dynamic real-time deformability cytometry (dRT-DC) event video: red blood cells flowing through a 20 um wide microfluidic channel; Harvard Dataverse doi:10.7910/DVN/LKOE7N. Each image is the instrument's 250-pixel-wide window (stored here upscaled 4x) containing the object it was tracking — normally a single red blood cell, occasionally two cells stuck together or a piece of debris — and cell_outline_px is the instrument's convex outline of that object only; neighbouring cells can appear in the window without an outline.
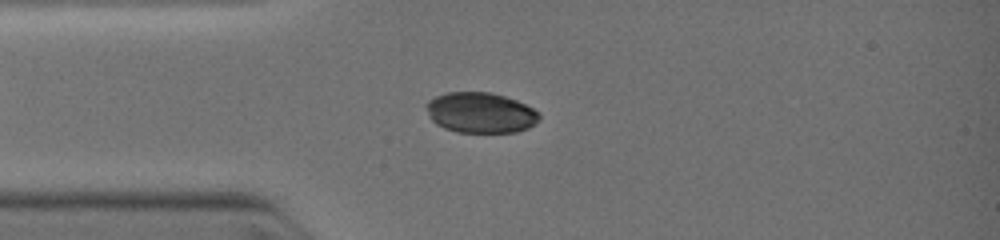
{"species": "common noctule bat (a hibernating species)", "species_latin": "Nyctalus noctula", "temperature_condition": "warm", "stored_images_in_passage": 7, "camera_frame_rate_fps": 3000, "um_per_image_px": 0.085, "animal": {"sex": "female", "body_mass_g": 19.0, "forearm_length_mm": 51.5}, "frame": {"image": 1, "passage_image": 4, "time_ms": 2.333, "image_size_px": [1000, 240], "cell_outline_px": [[540, 120], [528, 128], [516, 132], [456, 132], [444, 128], [436, 124], [428, 116], [424, 104], [428, 100], [436, 96], [448, 92], [492, 92], [516, 100], [540, 112]], "centroid_in_image_um": [40.83, 9.58], "position_along_channel_um": 44.2, "area_um2": 26.88}}
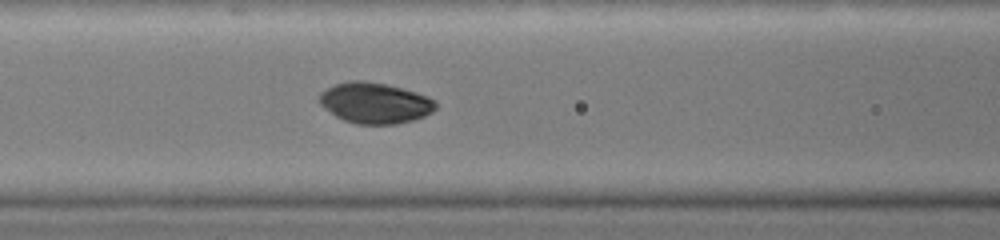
{"frame": {"image": 2, "passage_image": 7, "time_ms": 4.333, "image_size_px": [1000, 240], "cell_outline_px": [[436, 108], [432, 112], [424, 116], [412, 120], [396, 124], [356, 124], [344, 120], [336, 116], [324, 108], [320, 104], [320, 92], [336, 84], [348, 80], [364, 80], [388, 84], [416, 92], [428, 96], [436, 100]], "centroid_in_image_um": [31.88, 8.74], "position_along_channel_um": 134.7, "area_um2": 27.74}}